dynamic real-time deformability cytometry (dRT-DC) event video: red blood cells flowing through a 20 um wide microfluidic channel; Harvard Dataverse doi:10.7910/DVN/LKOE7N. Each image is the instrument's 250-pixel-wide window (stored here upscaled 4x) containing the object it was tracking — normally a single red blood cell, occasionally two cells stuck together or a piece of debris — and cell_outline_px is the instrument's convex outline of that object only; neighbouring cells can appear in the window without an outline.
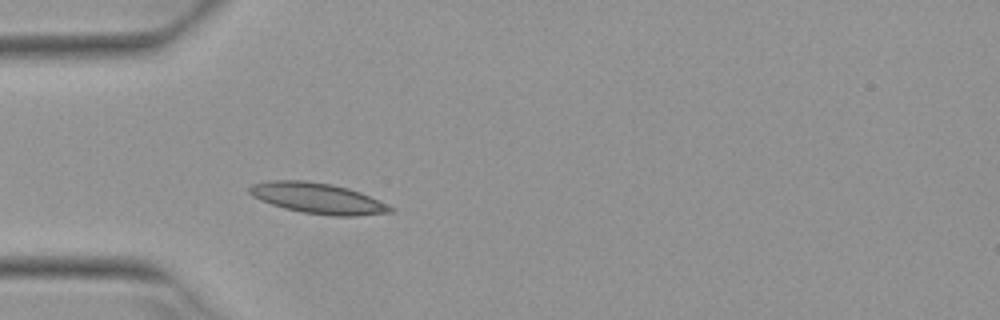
{"species": "Egyptian fruit bat (a non-hibernating species)", "species_latin": "Rousettus aegyptiacus", "temperature_condition": "warm", "stored_images_in_passage": 3, "camera_frame_rate_fps": 3000, "um_per_image_px": 0.085, "animal": {"sex": "female"}, "frame": {"image": 1, "passage_image": 3, "time_ms": 0.667, "image_size_px": [1000, 320], "cell_outline_px": [[396, 208], [392, 212], [356, 216], [332, 216], [300, 212], [284, 208], [260, 200], [252, 196], [248, 192], [248, 188], [252, 184], [268, 180], [304, 180], [332, 184], [348, 188], [360, 192], [388, 204]], "centroid_in_image_um": [27.01, 16.85], "position_along_channel_um": 58.0, "area_um2": 25.37}}